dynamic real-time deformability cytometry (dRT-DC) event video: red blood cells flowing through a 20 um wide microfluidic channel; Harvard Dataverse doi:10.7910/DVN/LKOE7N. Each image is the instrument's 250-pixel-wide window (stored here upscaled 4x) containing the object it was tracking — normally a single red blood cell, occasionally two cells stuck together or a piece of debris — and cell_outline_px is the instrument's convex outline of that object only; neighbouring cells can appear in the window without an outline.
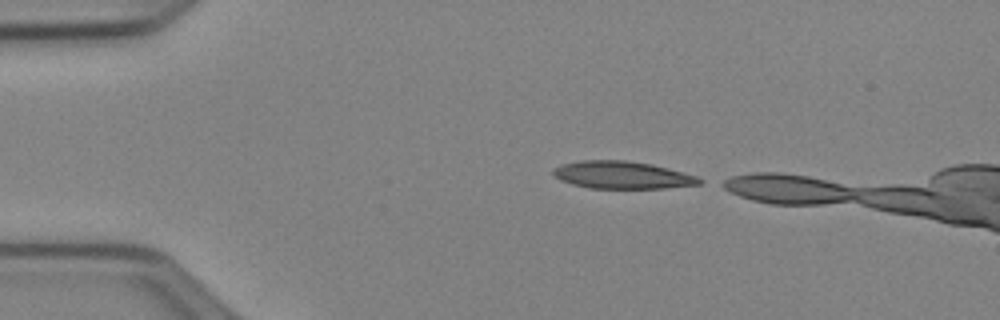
{"species": "Egyptian fruit bat (a non-hibernating species)", "species_latin": "Rousettus aegyptiacus", "temperature_condition": "cold", "stored_images_in_passage": 6, "camera_frame_rate_fps": 3000, "um_per_image_px": 0.085, "animal": {"sex": "female"}, "frame": {"image": 1, "passage_image": 1, "time_ms": 0.0, "image_size_px": [1000, 320], "cell_outline_px": [[704, 180], [700, 184], [664, 188], [588, 188], [572, 184], [560, 180], [552, 172], [552, 168], [560, 164], [580, 160], [624, 160], [652, 164], [668, 168], [696, 176]], "centroid_in_image_um": [52.85, 14.87], "position_along_channel_um": 32.1, "area_um2": 23.41}}